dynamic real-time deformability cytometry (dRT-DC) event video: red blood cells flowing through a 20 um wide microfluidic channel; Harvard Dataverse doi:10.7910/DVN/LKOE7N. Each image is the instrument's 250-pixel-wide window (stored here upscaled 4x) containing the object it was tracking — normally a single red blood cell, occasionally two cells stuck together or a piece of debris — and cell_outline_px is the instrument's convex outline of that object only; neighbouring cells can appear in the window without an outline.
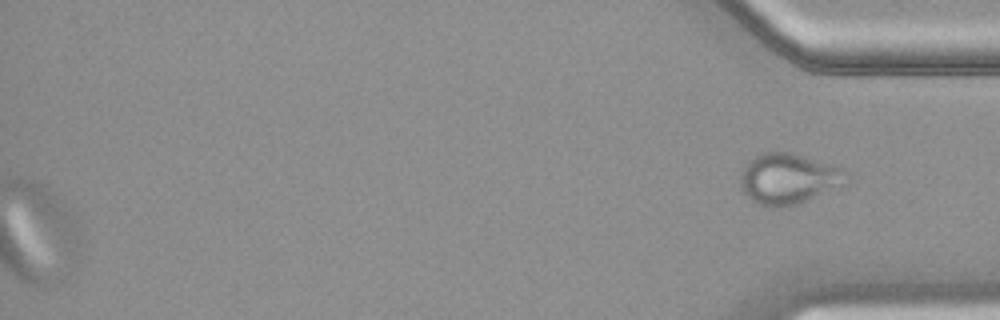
{"species": "common noctule bat (a hibernating species)", "species_latin": "Nyctalus noctula", "temperature_condition": "warm", "stored_images_in_passage": 38, "segment_of_instrument_passage": [2, 2], "camera_frame_rate_fps": 3000, "um_per_image_px": 0.085, "animal": {"sex": "female", "body_mass_g": 18.4}, "frame": {"image": 1, "passage_image": 38, "time_ms": 12.333, "image_size_px": [1000, 320], "cell_outline_px": [[848, 184], [796, 204], [780, 208], [768, 208], [756, 204], [740, 188], [740, 176], [744, 168], [756, 156], [764, 152], [792, 152], [844, 168], [848, 172]], "centroid_in_image_um": [67.06, 15.21], "position_along_channel_um": 368.1, "area_um2": 31.56}}